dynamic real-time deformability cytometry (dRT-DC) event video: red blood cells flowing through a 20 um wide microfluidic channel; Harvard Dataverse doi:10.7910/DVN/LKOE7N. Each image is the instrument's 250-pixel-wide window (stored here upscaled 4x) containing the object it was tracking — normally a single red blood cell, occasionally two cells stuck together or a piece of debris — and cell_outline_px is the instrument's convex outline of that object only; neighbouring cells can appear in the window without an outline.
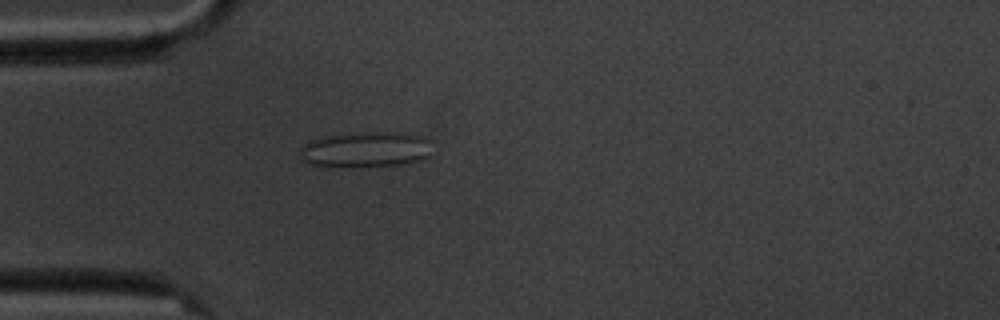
{"species": "common noctule bat (a hibernating species)", "species_latin": "Nyctalus noctula", "temperature_condition": "cold", "stored_images_in_passage": 5, "camera_frame_rate_fps": 3000, "um_per_image_px": 0.085, "animal": {"sex": "male", "body_mass_g": 20.1, "forearm_length_mm": 53.5}, "frame": {"image": 1, "passage_image": 5, "time_ms": 4.667, "image_size_px": [1000, 320], "cell_outline_px": [[432, 140], [428, 156], [424, 160], [400, 164], [352, 168], [344, 168], [308, 164], [300, 160], [300, 148], [308, 140], [320, 136], [368, 132], [396, 132], [424, 136]], "centroid_in_image_um": [31.05, 12.72], "position_along_channel_um": 54.0, "area_um2": 28.21}}